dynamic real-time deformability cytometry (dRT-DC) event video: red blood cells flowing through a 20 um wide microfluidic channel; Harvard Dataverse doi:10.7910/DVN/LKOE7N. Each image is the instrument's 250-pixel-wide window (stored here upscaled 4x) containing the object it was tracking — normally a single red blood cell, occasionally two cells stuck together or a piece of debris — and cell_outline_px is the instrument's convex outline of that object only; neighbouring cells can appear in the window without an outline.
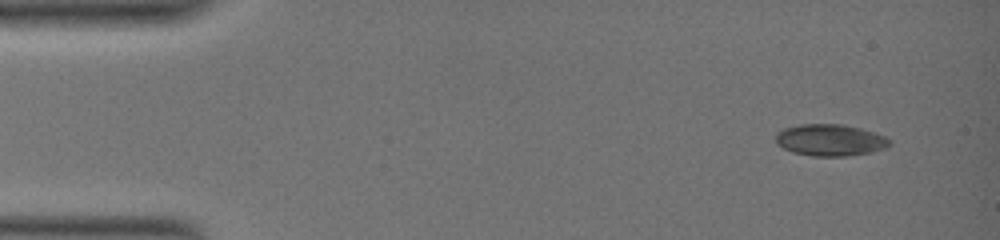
{"species": "common noctule bat (a hibernating species)", "species_latin": "Nyctalus noctula", "temperature_condition": "warm", "stored_images_in_passage": 2, "camera_frame_rate_fps": 3000, "um_per_image_px": 0.085, "animal": {"sex": "female", "body_mass_g": 19.0, "forearm_length_mm": 51.5}, "frame": {"image": 1, "passage_image": 1, "time_ms": 0.0, "image_size_px": [1000, 240], "cell_outline_px": [[892, 144], [884, 148], [868, 152], [844, 156], [812, 156], [792, 152], [776, 144], [776, 132], [784, 128], [800, 124], [844, 124], [860, 128], [884, 136], [892, 140]], "centroid_in_image_um": [70.54, 11.9], "position_along_channel_um": 14.5, "area_um2": 20.98}}